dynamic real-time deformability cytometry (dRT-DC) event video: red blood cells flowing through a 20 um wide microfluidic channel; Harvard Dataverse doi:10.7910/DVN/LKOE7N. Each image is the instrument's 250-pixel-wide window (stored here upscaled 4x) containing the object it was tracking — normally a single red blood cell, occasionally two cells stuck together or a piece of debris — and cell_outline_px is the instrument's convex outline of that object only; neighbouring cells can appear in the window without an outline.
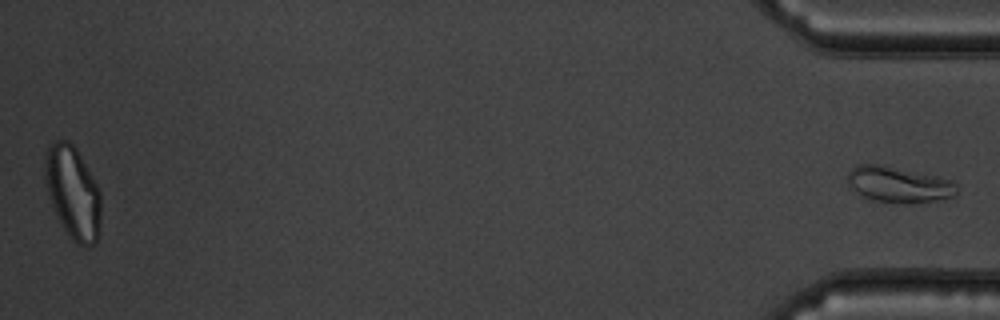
{"species": "common noctule bat (a hibernating species)", "species_latin": "Nyctalus noctula", "temperature_condition": "warm", "stored_images_in_passage": 55, "segment_of_instrument_passage": [2, 2], "camera_frame_rate_fps": 3000, "um_per_image_px": 0.085, "animal": {"sex": "male", "body_mass_g": 19.5, "forearm_length_mm": 54.6}, "frame": {"image": 1, "passage_image": 55, "time_ms": 18.0, "image_size_px": [1000, 320], "cell_outline_px": [[956, 196], [940, 200], [912, 204], [872, 200], [856, 192], [848, 184], [848, 172], [856, 164], [880, 164], [936, 176], [952, 180], [956, 184]], "centroid_in_image_um": [76.4, 15.69], "position_along_channel_um": 358.8, "area_um2": 22.89}}